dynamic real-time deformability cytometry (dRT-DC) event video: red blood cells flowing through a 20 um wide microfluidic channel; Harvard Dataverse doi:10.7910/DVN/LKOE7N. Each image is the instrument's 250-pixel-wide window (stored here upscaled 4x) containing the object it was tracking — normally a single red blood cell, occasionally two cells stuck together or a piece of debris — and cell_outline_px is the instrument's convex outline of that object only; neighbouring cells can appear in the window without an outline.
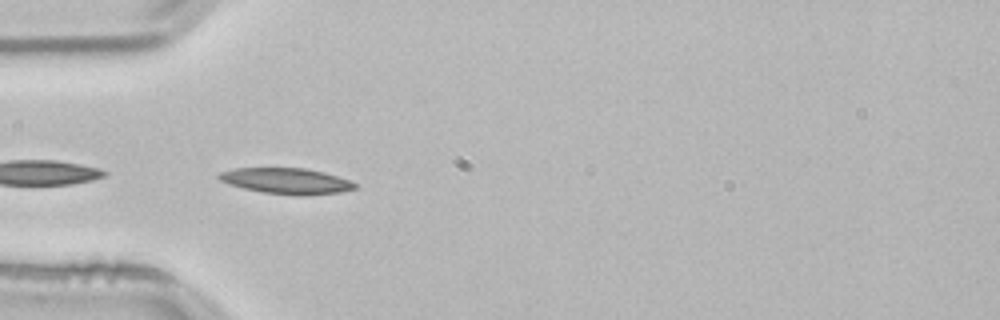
{"species": "common noctule bat (a hibernating species)", "species_latin": "Nyctalus noctula", "temperature_condition": "room temperature", "stored_images_in_passage": 8, "camera_frame_rate_fps": 3000, "um_per_image_px": 0.085, "animal": {"sex": "male", "body_mass_g": 21.5, "forearm_length_mm": 52.0}, "frame": {"image": 1, "passage_image": 1, "time_ms": 0.0, "image_size_px": [1000, 320], "cell_outline_px": [[356, 188], [340, 192], [304, 196], [296, 196], [260, 192], [228, 184], [220, 180], [216, 176], [220, 172], [236, 168], [304, 168], [324, 172], [348, 180], [356, 184]], "centroid_in_image_um": [24.32, 15.39], "position_along_channel_um": 60.7, "area_um2": 20.52}}